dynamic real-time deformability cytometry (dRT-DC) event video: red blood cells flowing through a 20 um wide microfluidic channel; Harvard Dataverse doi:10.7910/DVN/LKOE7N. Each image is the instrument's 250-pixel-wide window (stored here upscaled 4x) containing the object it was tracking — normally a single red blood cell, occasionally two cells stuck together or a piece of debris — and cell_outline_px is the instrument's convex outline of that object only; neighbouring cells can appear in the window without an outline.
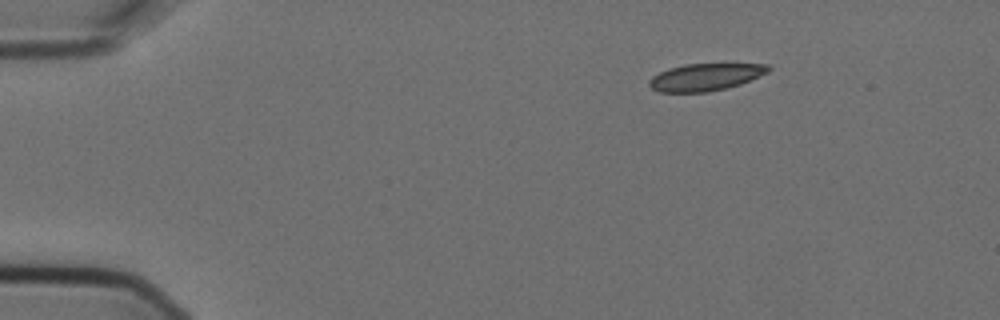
{"species": "Egyptian fruit bat (a non-hibernating species)", "species_latin": "Rousettus aegyptiacus", "temperature_condition": "cold", "stored_images_in_passage": 3, "camera_frame_rate_fps": 3000, "um_per_image_px": 0.085, "animal": {"sex": "female"}, "frame": {"image": 1, "passage_image": 1, "time_ms": 0.0, "image_size_px": [1000, 320], "cell_outline_px": [[772, 68], [768, 72], [740, 84], [708, 92], [660, 92], [652, 88], [648, 84], [648, 80], [652, 76], [668, 68], [684, 64], [768, 64]], "centroid_in_image_um": [59.93, 6.54], "position_along_channel_um": 25.1, "area_um2": 18.79}}
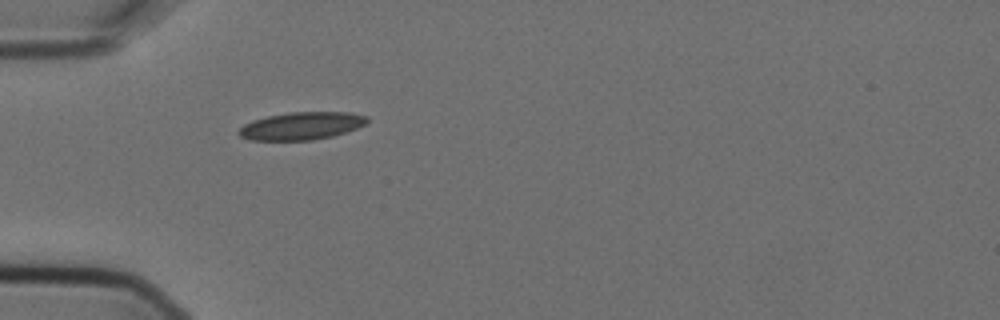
{"frame": {"image": 2, "passage_image": 3, "time_ms": 0.667, "image_size_px": [1000, 320], "cell_outline_px": [[368, 120], [364, 124], [356, 128], [332, 136], [312, 140], [248, 140], [240, 136], [236, 132], [244, 124], [252, 120], [268, 116], [288, 112], [352, 112], [368, 116]], "centroid_in_image_um": [25.6, 10.69], "position_along_channel_um": 59.4, "area_um2": 20.69}}